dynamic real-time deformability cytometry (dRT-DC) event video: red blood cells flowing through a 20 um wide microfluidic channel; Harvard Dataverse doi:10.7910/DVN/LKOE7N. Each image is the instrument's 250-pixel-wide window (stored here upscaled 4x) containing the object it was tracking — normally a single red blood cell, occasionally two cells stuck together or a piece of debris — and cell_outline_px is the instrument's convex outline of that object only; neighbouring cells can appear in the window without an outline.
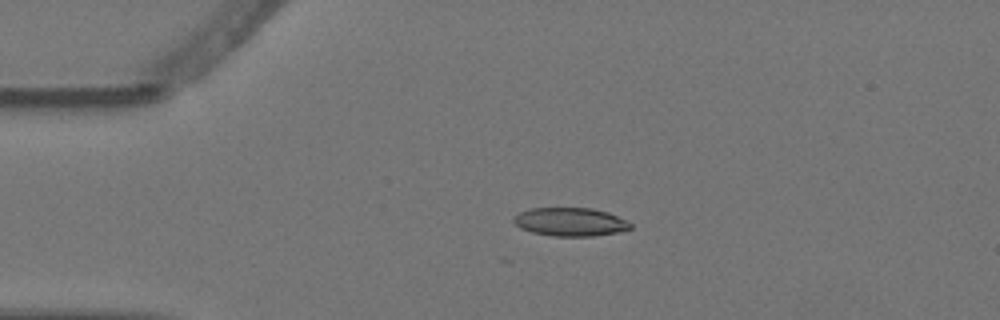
{"species": "Egyptian fruit bat (a non-hibernating species)", "species_latin": "Rousettus aegyptiacus", "temperature_condition": "warm", "stored_images_in_passage": 4, "camera_frame_rate_fps": 3000, "um_per_image_px": 0.085, "animal": {"sex": "female"}, "frame": {"image": 1, "passage_image": 3, "time_ms": 0.667, "image_size_px": [1000, 320], "cell_outline_px": [[632, 228], [620, 232], [592, 236], [552, 236], [532, 232], [520, 228], [512, 220], [512, 216], [528, 208], [592, 208], [608, 212], [632, 224]], "centroid_in_image_um": [48.44, 18.86], "position_along_channel_um": 36.6, "area_um2": 19.42}}